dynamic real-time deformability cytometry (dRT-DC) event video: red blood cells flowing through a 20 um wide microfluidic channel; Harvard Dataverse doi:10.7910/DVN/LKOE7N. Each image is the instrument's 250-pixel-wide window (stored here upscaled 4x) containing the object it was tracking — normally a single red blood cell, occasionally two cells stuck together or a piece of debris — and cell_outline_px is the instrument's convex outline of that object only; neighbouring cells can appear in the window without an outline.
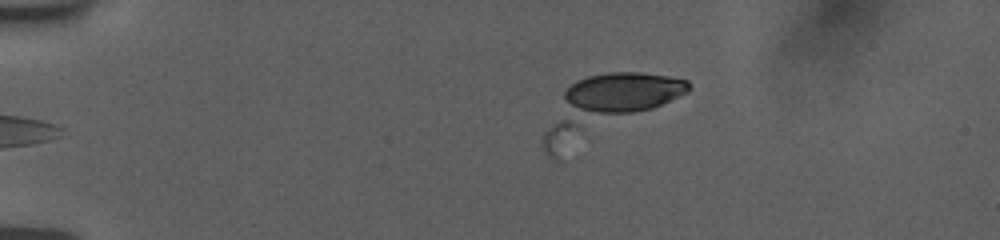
{"species": "human", "species_latin": "Homo sapiens", "temperature_condition": "room temperature", "stored_images_in_passage": 13, "camera_frame_rate_fps": 3000, "um_per_image_px": 0.085, "donor": {"sex": "female"}, "frame": {"image": 1, "passage_image": 1, "time_ms": 0.0, "image_size_px": [1000, 240], "cell_outline_px": [[692, 88], [688, 92], [680, 96], [552, 156], [548, 156], [540, 140], [564, 92], [576, 80], [588, 76], [608, 72], [640, 72], [668, 76], [688, 80], [692, 84]], "centroid_in_image_um": [51.55, 8.95], "position_along_channel_um": 33.4, "area_um2": 47.34}}
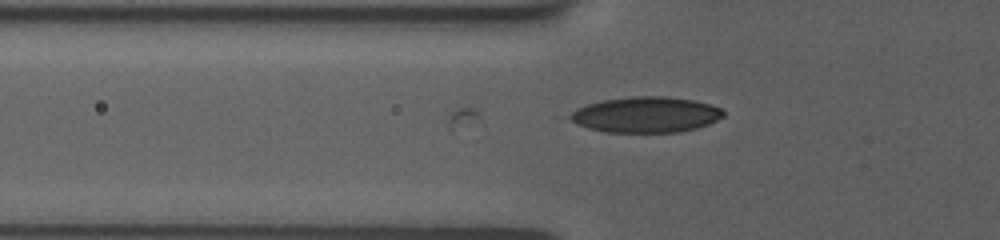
{"frame": {"image": 2, "passage_image": 13, "time_ms": 3.0, "image_size_px": [1000, 240], "cell_outline_px": [[724, 116], [708, 124], [676, 132], [608, 132], [588, 128], [576, 124], [564, 116], [576, 108], [584, 104], [604, 100], [632, 96], [668, 96], [692, 100], [724, 108]], "centroid_in_image_um": [54.83, 9.73], "position_along_channel_um": 71.0, "area_um2": 32.02}}